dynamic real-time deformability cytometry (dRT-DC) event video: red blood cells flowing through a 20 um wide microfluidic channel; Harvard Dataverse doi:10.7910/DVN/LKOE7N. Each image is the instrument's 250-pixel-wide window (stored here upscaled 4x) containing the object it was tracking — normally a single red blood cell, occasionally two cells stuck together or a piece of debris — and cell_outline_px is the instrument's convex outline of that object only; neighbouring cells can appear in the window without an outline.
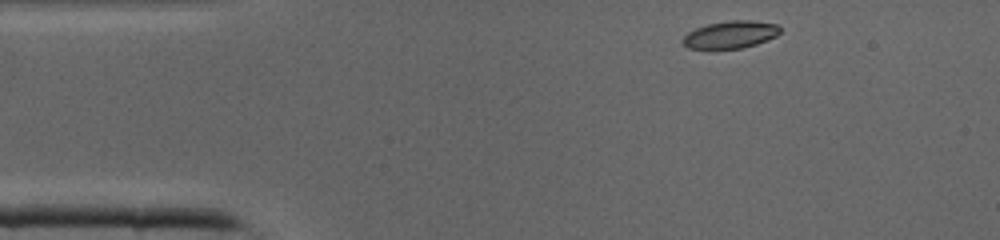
{"species": "common noctule bat (a hibernating species)", "species_latin": "Nyctalus noctula", "temperature_condition": "cold", "stored_images_in_passage": 37, "camera_frame_rate_fps": 3000, "um_per_image_px": 0.085, "animal": {"sex": "male", "body_mass_g": 19.0, "forearm_length_mm": 50.8}, "frame": {"image": 1, "passage_image": 1, "time_ms": 0.0, "image_size_px": [1000, 240], "cell_outline_px": [[780, 32], [776, 36], [768, 40], [756, 44], [740, 48], [712, 52], [688, 48], [680, 40], [688, 32], [696, 28], [708, 24], [732, 20], [748, 20], [776, 24], [780, 28]], "centroid_in_image_um": [62.02, 3.0], "position_along_channel_um": 23.0, "area_um2": 16.07}}
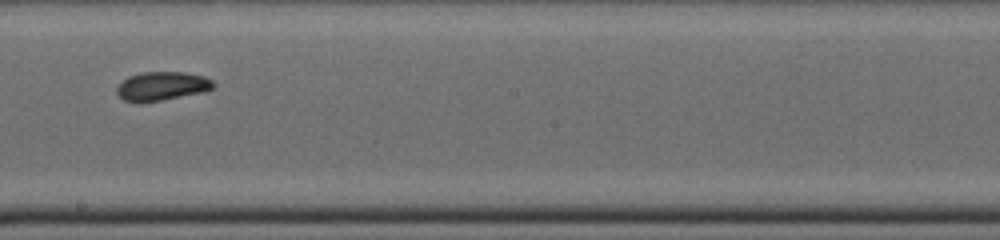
{"frame": {"image": 2, "passage_image": 18, "time_ms": 5.667, "image_size_px": [1000, 240], "cell_outline_px": [[216, 84], [212, 88], [204, 92], [160, 100], [124, 100], [116, 92], [116, 88], [128, 76], [144, 72], [184, 72], [204, 76], [212, 80]], "centroid_in_image_um": [13.82, 7.28], "position_along_channel_um": 234.4, "area_um2": 15.72}}
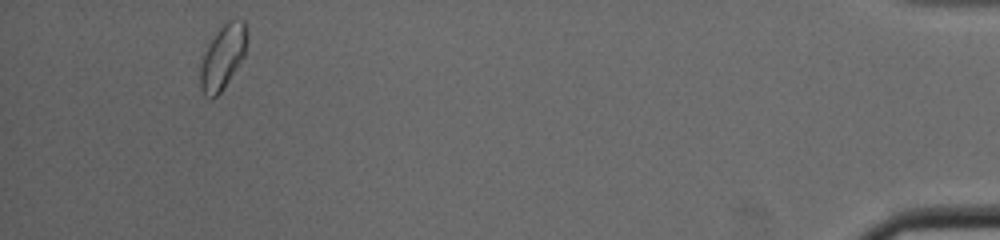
{"frame": {"image": 3, "passage_image": 34, "time_ms": 11.0, "image_size_px": [1000, 240], "cell_outline_px": [[248, 36], [244, 56], [224, 88], [212, 100], [204, 96], [200, 88], [200, 64], [208, 44], [216, 32], [228, 20], [244, 20]], "centroid_in_image_um": [18.93, 4.87], "position_along_channel_um": 416.3, "area_um2": 17.51}}